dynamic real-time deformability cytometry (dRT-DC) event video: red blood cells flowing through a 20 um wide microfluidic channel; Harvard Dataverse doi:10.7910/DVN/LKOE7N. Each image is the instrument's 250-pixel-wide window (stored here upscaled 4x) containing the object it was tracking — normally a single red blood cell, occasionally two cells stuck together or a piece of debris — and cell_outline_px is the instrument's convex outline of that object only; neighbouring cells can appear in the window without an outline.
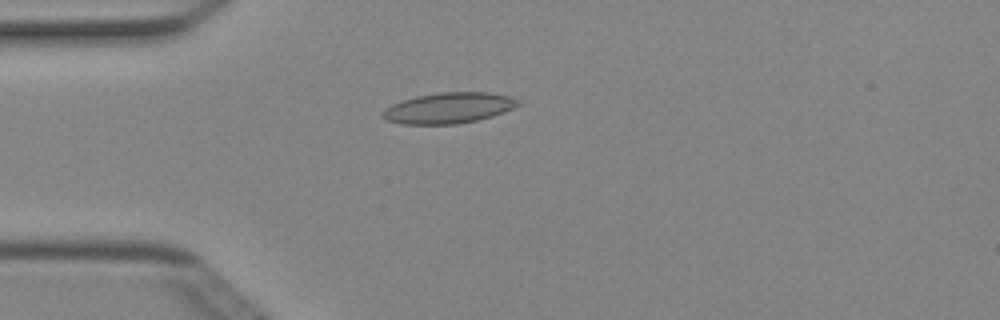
{"species": "Egyptian fruit bat (a non-hibernating species)", "species_latin": "Rousettus aegyptiacus", "temperature_condition": "cold", "stored_images_in_passage": 39, "camera_frame_rate_fps": 3000, "um_per_image_px": 0.085, "animal": {"sex": "female"}, "frame": {"image": 1, "passage_image": 2, "time_ms": 0.333, "image_size_px": [1000, 320], "cell_outline_px": [[520, 104], [504, 112], [492, 116], [476, 120], [456, 124], [400, 124], [388, 120], [380, 116], [380, 112], [384, 108], [392, 104], [416, 96], [440, 92], [488, 92], [512, 96], [520, 100]], "centroid_in_image_um": [38.13, 9.17], "position_along_channel_um": 46.9, "area_um2": 24.39}}
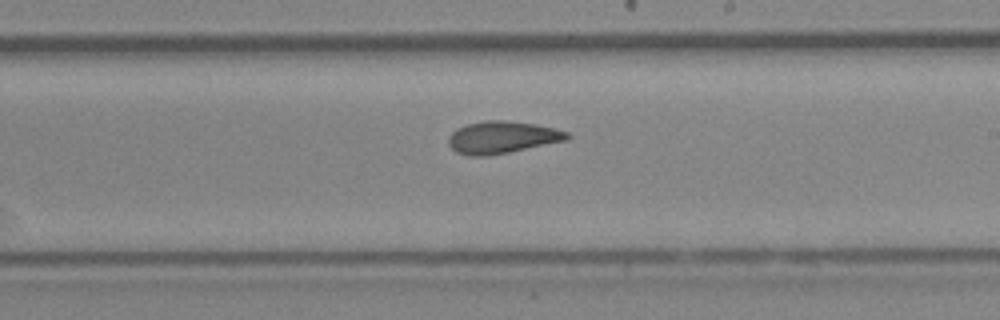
{"frame": {"image": 2, "passage_image": 18, "time_ms": 5.667, "image_size_px": [1000, 320], "cell_outline_px": [[572, 136], [564, 140], [508, 152], [488, 156], [468, 156], [456, 152], [448, 144], [448, 136], [456, 128], [468, 124], [488, 120], [508, 120], [536, 124], [568, 132]], "centroid_in_image_um": [42.63, 11.67], "position_along_channel_um": 246.4, "area_um2": 22.08}}
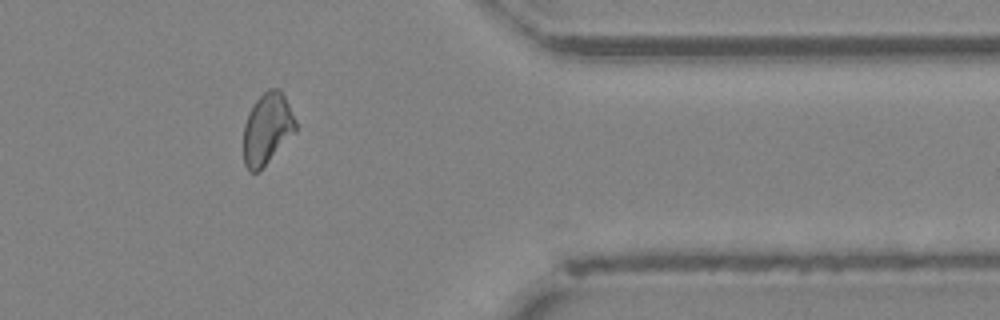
{"frame": {"image": 3, "passage_image": 30, "time_ms": 9.667, "image_size_px": [1000, 320], "cell_outline_px": [[296, 132], [260, 172], [248, 172], [244, 164], [244, 124], [248, 112], [256, 100], [268, 88], [280, 88], [296, 120]], "centroid_in_image_um": [22.71, 10.98], "position_along_channel_um": 388.7, "area_um2": 21.96}, "authors_computed_cell_mechanics": {"area_um2": 22.0796, "velocity_mm_per_s": 4.0158, "shape_relaxation_time_tau1_ms": null, "shape_relaxation_time_tau2_ms": 2.844, "deformation_change_tau1": null, "deformation_change_tau2": 0.0994}}